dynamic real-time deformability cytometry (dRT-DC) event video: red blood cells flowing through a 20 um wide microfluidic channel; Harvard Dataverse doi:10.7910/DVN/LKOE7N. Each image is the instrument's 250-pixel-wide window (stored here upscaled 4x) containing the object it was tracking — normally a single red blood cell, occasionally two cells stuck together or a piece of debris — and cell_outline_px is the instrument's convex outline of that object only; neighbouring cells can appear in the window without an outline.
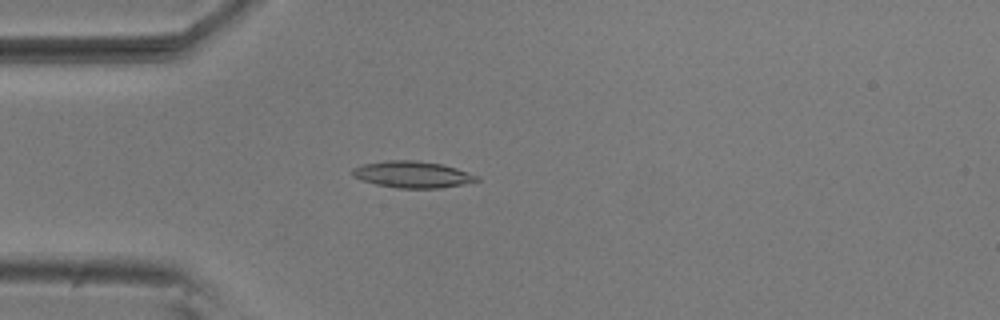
{"species": "common noctule bat (a hibernating species)", "species_latin": "Nyctalus noctula", "temperature_condition": "room temperature", "stored_images_in_passage": 54, "camera_frame_rate_fps": 3000, "um_per_image_px": 0.085, "animal": {"sex": "male", "body_mass_g": 20.5, "forearm_length_mm": 52.5}, "frame": {"image": 1, "passage_image": 15, "time_ms": 4.667, "image_size_px": [1000, 320], "cell_outline_px": [[480, 180], [464, 184], [440, 188], [396, 188], [376, 184], [360, 180], [352, 176], [352, 168], [360, 164], [384, 160], [416, 160], [440, 164], [456, 168], [480, 176]], "centroid_in_image_um": [35.03, 14.82], "position_along_channel_um": 50.0, "area_um2": 19.48}}
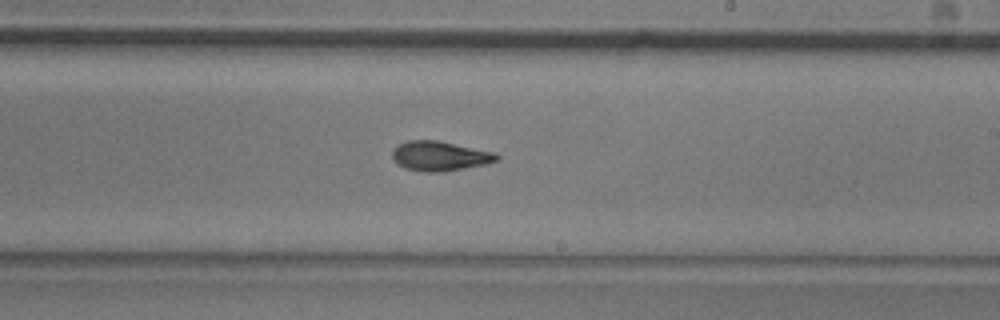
{"frame": {"image": 2, "passage_image": 32, "time_ms": 10.333, "image_size_px": [1000, 320], "cell_outline_px": [[500, 160], [488, 164], [444, 172], [424, 172], [404, 168], [396, 164], [392, 160], [392, 152], [396, 144], [408, 140], [436, 140], [496, 152], [500, 156]], "centroid_in_image_um": [37.38, 13.27], "position_along_channel_um": 251.6, "area_um2": 18.5}}
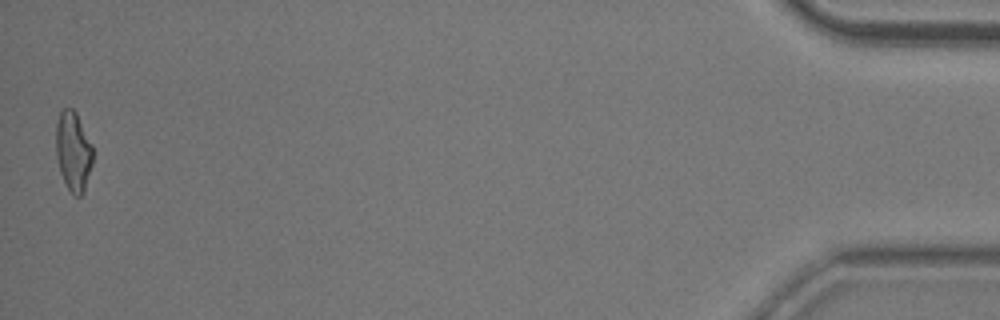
{"frame": {"image": 3, "passage_image": 54, "time_ms": 17.667, "image_size_px": [1000, 320], "cell_outline_px": [[92, 164], [84, 192], [80, 196], [76, 196], [68, 188], [60, 172], [56, 156], [56, 124], [60, 112], [64, 108], [72, 108], [76, 112], [92, 144]], "centroid_in_image_um": [6.22, 12.84], "position_along_channel_um": 429.0, "area_um2": 16.99}, "authors_computed_cell_mechanics": {"area_um2": 17.8891, "velocity_mm_per_s": 3.7172, "shape_relaxation_time_tau1_ms": 8.6382, "shape_relaxation_time_tau2_ms": 2.9325, "deformation_change_tau1": 0.2267, "deformation_change_tau2": 0.1109}}